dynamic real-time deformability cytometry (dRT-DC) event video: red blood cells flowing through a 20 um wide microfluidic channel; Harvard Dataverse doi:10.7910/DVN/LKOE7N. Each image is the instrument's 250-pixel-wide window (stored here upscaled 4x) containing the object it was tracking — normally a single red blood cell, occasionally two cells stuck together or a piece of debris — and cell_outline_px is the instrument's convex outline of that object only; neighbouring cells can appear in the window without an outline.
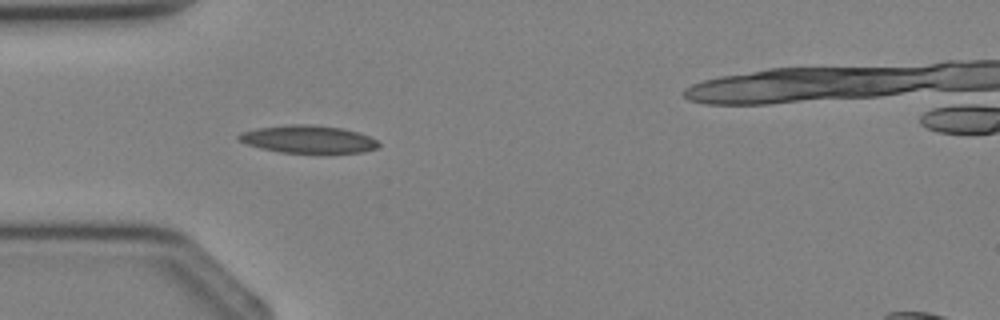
{"species": "Egyptian fruit bat (a non-hibernating species)", "species_latin": "Rousettus aegyptiacus", "temperature_condition": "cold", "stored_images_in_passage": 4, "camera_frame_rate_fps": 3000, "um_per_image_px": 0.085, "animal": {"sex": "female"}, "frame": {"image": 1, "passage_image": 4, "time_ms": 4.333, "image_size_px": [1000, 320], "cell_outline_px": [[380, 144], [376, 148], [360, 152], [320, 156], [280, 152], [260, 148], [236, 140], [236, 136], [240, 132], [256, 128], [292, 124], [308, 124], [340, 128], [360, 132], [376, 140]], "centroid_in_image_um": [26.18, 11.88], "position_along_channel_um": 58.8, "area_um2": 23.47}}